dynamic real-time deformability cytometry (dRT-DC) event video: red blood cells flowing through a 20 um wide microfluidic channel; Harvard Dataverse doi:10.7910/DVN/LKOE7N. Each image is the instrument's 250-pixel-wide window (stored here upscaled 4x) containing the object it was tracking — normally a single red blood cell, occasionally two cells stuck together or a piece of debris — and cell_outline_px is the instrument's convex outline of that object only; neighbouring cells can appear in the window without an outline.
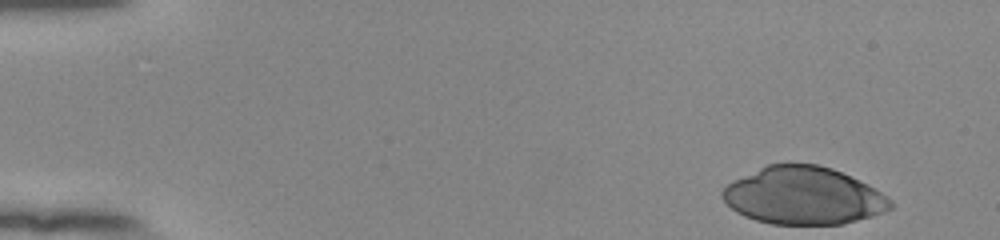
{"species": "human", "species_latin": "Homo sapiens", "temperature_condition": "room temperature", "stored_images_in_passage": 43, "camera_frame_rate_fps": 3000, "um_per_image_px": 0.085, "donor": {"sex": "female"}, "frame": {"image": 1, "passage_image": 1, "time_ms": 0.0, "image_size_px": [1000, 240], "cell_outline_px": [[892, 208], [884, 212], [872, 216], [844, 224], [772, 224], [756, 220], [744, 216], [736, 212], [720, 196], [720, 192], [732, 180], [768, 164], [816, 164], [832, 168], [868, 184], [892, 200]], "centroid_in_image_um": [68.28, 16.64], "position_along_channel_um": 16.7, "area_um2": 56.24}}